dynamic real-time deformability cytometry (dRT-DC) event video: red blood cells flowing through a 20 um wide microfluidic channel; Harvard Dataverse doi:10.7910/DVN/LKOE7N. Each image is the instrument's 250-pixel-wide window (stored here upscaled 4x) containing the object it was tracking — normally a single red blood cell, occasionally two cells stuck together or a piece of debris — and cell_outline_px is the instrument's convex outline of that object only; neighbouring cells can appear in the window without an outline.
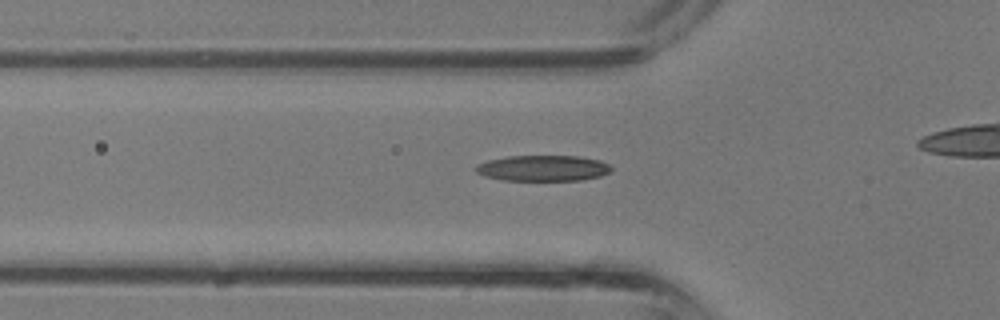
{"species": "common noctule bat (a hibernating species)", "species_latin": "Nyctalus noctula", "temperature_condition": "room temperature", "stored_images_in_passage": 31, "camera_frame_rate_fps": 3000, "um_per_image_px": 0.085, "animal": {"sex": "male", "body_mass_g": 13.3}, "frame": {"image": 1, "passage_image": 13, "time_ms": 4.0, "image_size_px": [1000, 320], "cell_outline_px": [[612, 172], [600, 176], [580, 180], [504, 180], [484, 176], [476, 172], [476, 164], [488, 160], [508, 156], [576, 156], [600, 160], [608, 164], [612, 168]], "centroid_in_image_um": [46.16, 14.29], "position_along_channel_um": 79.6, "area_um2": 20.35}}
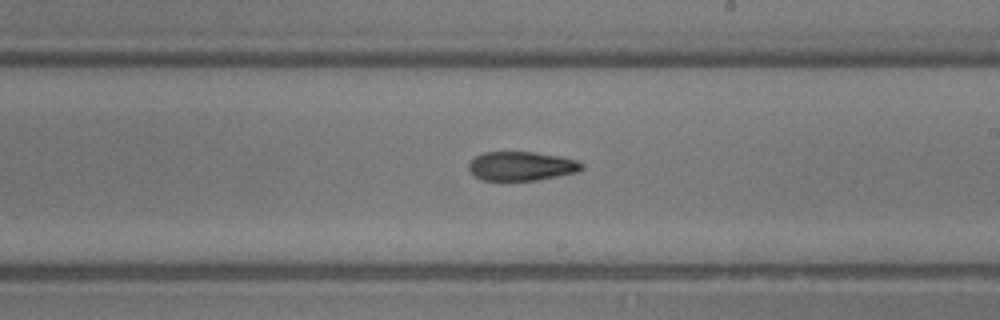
{"frame": {"image": 2, "passage_image": 22, "time_ms": 7.0, "image_size_px": [1000, 320], "cell_outline_px": [[584, 168], [576, 172], [536, 180], [480, 180], [468, 168], [468, 164], [476, 156], [484, 152], [532, 152], [560, 156], [576, 160], [584, 164]], "centroid_in_image_um": [44.32, 14.11], "position_along_channel_um": 244.7, "area_um2": 18.96}}
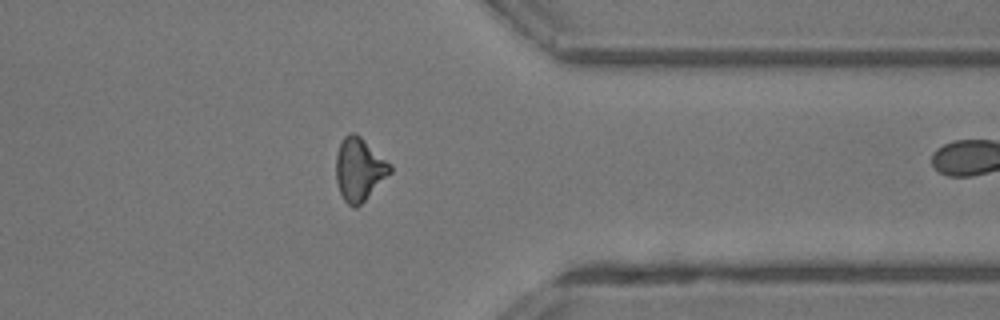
{"frame": {"image": 3, "passage_image": 30, "time_ms": 9.667, "image_size_px": [1000, 320], "cell_outline_px": [[392, 172], [356, 208], [352, 208], [344, 200], [340, 192], [336, 180], [336, 156], [340, 144], [344, 136], [352, 132], [356, 132], [392, 164]], "centroid_in_image_um": [30.54, 14.38], "position_along_channel_um": 380.9, "area_um2": 19.83}}